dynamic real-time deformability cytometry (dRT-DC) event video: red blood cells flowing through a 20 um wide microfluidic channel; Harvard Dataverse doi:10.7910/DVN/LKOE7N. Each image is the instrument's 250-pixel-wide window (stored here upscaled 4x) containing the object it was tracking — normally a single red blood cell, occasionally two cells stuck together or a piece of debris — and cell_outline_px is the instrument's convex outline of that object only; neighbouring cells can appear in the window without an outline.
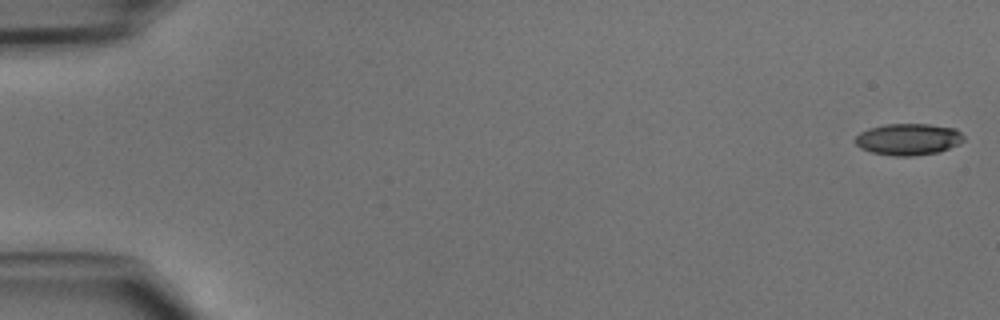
{"species": "common noctule bat (a hibernating species)", "species_latin": "Nyctalus noctula", "temperature_condition": "cold", "stored_images_in_passage": 47, "camera_frame_rate_fps": 3000, "um_per_image_px": 0.085, "animal": {"sex": "male", "body_mass_g": 15.6}, "frame": {"image": 1, "passage_image": 1, "time_ms": 0.0, "image_size_px": [1000, 320], "cell_outline_px": [[964, 140], [960, 144], [940, 152], [912, 156], [892, 156], [872, 152], [860, 148], [852, 140], [860, 132], [868, 128], [888, 124], [928, 124], [956, 128], [964, 136]], "centroid_in_image_um": [77.21, 11.84], "position_along_channel_um": 7.8, "area_um2": 20.23}}
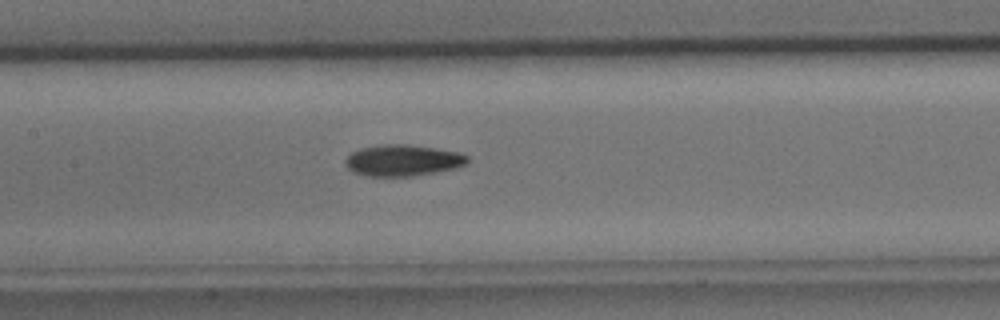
{"frame": {"image": 2, "passage_image": 23, "time_ms": 7.333, "image_size_px": [1000, 320], "cell_outline_px": [[468, 160], [464, 164], [456, 168], [436, 172], [412, 176], [364, 176], [352, 172], [344, 164], [344, 160], [352, 152], [360, 148], [384, 144], [408, 144], [460, 152], [468, 156]], "centroid_in_image_um": [34.2, 13.63], "position_along_channel_um": 173.2, "area_um2": 22.37}}
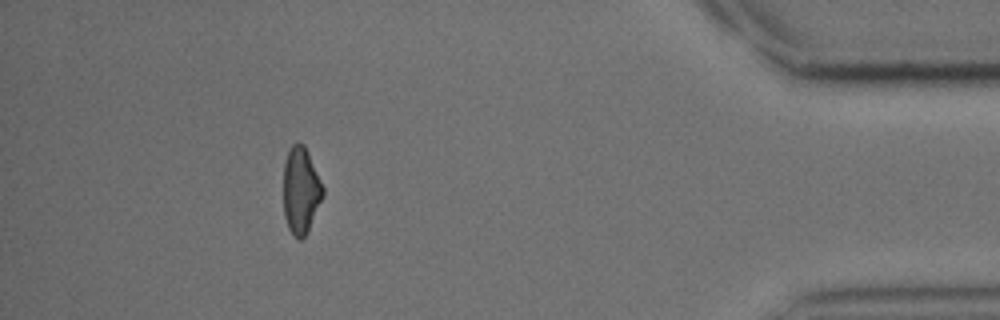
{"frame": {"image": 3, "passage_image": 43, "time_ms": 14.0, "image_size_px": [1000, 320], "cell_outline_px": [[324, 196], [308, 232], [300, 240], [288, 228], [284, 216], [284, 164], [288, 148], [292, 144], [304, 144], [308, 152], [324, 188]], "centroid_in_image_um": [25.58, 16.19], "position_along_channel_um": 409.6, "area_um2": 19.94}}